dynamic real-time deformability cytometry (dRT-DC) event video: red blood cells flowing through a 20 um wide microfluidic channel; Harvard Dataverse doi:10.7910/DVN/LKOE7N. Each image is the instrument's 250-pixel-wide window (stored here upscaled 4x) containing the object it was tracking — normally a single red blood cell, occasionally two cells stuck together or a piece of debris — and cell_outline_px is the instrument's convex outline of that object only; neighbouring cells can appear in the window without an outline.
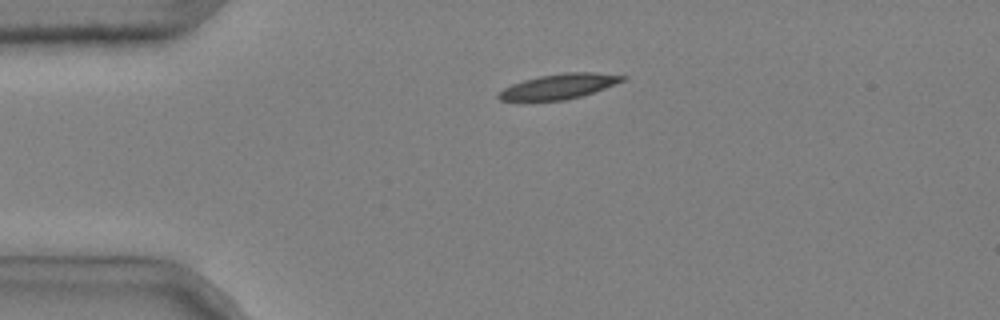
{"species": "common noctule bat (a hibernating species)", "species_latin": "Nyctalus noctula", "temperature_condition": "cold", "stored_images_in_passage": 2, "camera_frame_rate_fps": 3000, "um_per_image_px": 0.085, "animal": {"sex": "male", "body_mass_g": 20.4}, "frame": {"image": 1, "passage_image": 1, "time_ms": 0.0, "image_size_px": [1000, 320], "cell_outline_px": [[628, 76], [624, 80], [604, 88], [580, 96], [564, 100], [500, 100], [496, 96], [504, 88], [512, 84], [524, 80], [540, 76], [564, 72], [596, 72]], "centroid_in_image_um": [47.52, 7.33], "position_along_channel_um": 37.5, "area_um2": 17.74}}